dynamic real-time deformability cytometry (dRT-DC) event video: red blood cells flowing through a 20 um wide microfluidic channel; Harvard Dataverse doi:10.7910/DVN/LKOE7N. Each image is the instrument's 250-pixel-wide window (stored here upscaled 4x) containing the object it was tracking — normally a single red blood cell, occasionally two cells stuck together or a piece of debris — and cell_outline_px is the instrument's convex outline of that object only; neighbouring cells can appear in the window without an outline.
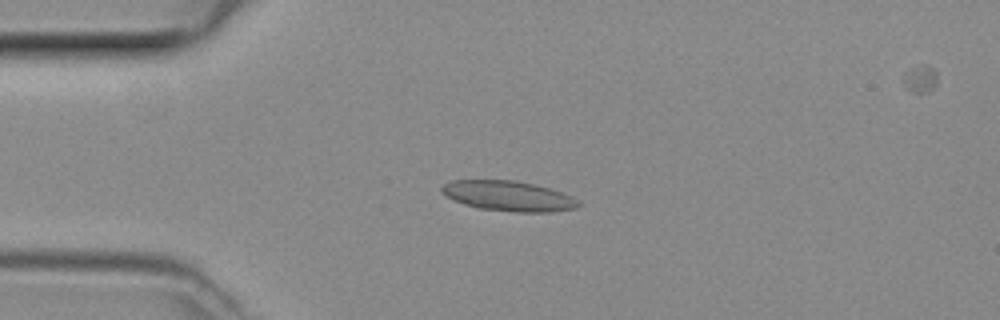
{"species": "common noctule bat (a hibernating species)", "species_latin": "Nyctalus noctula", "temperature_condition": "room temperature", "stored_images_in_passage": 50, "camera_frame_rate_fps": 3000, "um_per_image_px": 0.085, "animal": {"sex": "female", "body_mass_g": 29.2, "forearm_length_mm": 56.3}, "frame": {"image": 1, "passage_image": 12, "time_ms": 3.667, "image_size_px": [1000, 320], "cell_outline_px": [[580, 208], [552, 212], [516, 212], [480, 208], [464, 204], [452, 200], [444, 196], [440, 192], [440, 188], [444, 184], [452, 180], [516, 180], [536, 184], [572, 196], [580, 204]], "centroid_in_image_um": [43.2, 16.66], "position_along_channel_um": 41.8, "area_um2": 24.22}}
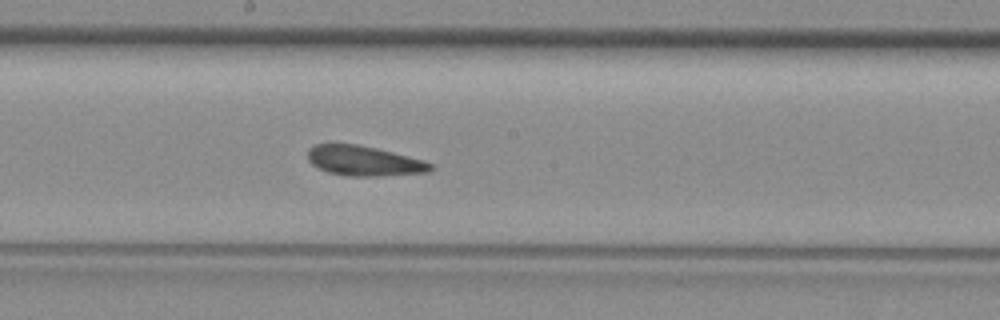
{"frame": {"image": 2, "passage_image": 26, "time_ms": 8.333, "image_size_px": [1000, 320], "cell_outline_px": [[436, 168], [428, 172], [384, 176], [344, 176], [328, 172], [316, 168], [308, 160], [308, 148], [316, 144], [356, 144], [376, 148], [424, 160], [432, 164]], "centroid_in_image_um": [30.94, 13.69], "position_along_channel_um": 217.3, "area_um2": 21.62}}
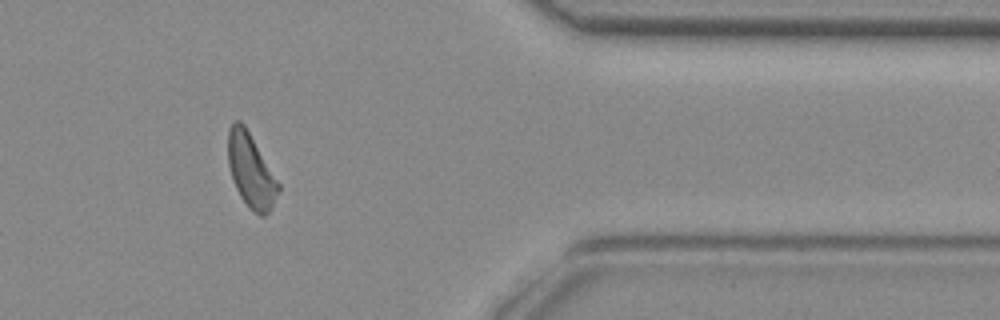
{"frame": {"image": 3, "passage_image": 40, "time_ms": 13.0, "image_size_px": [1000, 320], "cell_outline_px": [[280, 188], [268, 212], [264, 216], [260, 216], [252, 212], [248, 208], [240, 196], [232, 180], [228, 164], [228, 128], [236, 120], [240, 120], [244, 124], [280, 184]], "centroid_in_image_um": [21.3, 14.51], "position_along_channel_um": 390.1, "area_um2": 21.5}}